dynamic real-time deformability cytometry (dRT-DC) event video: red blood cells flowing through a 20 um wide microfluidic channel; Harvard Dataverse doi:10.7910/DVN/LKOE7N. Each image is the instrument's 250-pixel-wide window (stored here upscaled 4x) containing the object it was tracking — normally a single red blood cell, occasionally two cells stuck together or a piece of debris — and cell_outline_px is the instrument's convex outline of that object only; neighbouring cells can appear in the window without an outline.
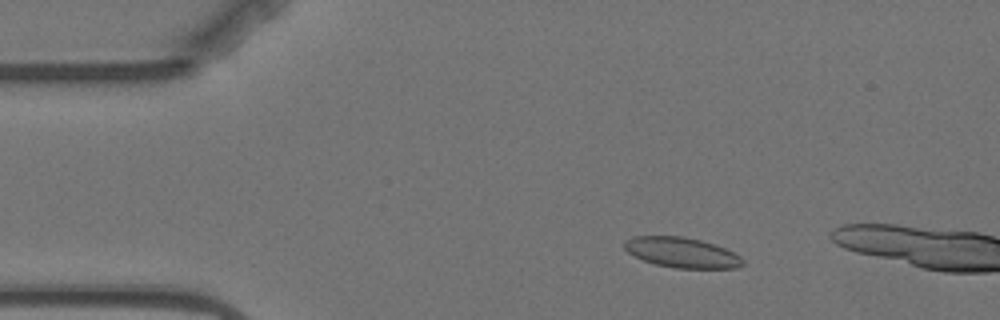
{"species": "Egyptian fruit bat (a non-hibernating species)", "species_latin": "Rousettus aegyptiacus", "temperature_condition": "warm", "stored_images_in_passage": 3, "camera_frame_rate_fps": 3000, "um_per_image_px": 0.085, "animal": {"sex": "female"}, "frame": {"image": 1, "passage_image": 2, "time_ms": 1.0, "image_size_px": [1000, 320], "cell_outline_px": [[744, 264], [736, 268], [676, 268], [656, 264], [632, 256], [624, 248], [624, 240], [632, 236], [684, 236], [700, 240], [724, 248], [740, 256], [744, 260]], "centroid_in_image_um": [57.92, 21.46], "position_along_channel_um": 27.1, "area_um2": 20.81}}